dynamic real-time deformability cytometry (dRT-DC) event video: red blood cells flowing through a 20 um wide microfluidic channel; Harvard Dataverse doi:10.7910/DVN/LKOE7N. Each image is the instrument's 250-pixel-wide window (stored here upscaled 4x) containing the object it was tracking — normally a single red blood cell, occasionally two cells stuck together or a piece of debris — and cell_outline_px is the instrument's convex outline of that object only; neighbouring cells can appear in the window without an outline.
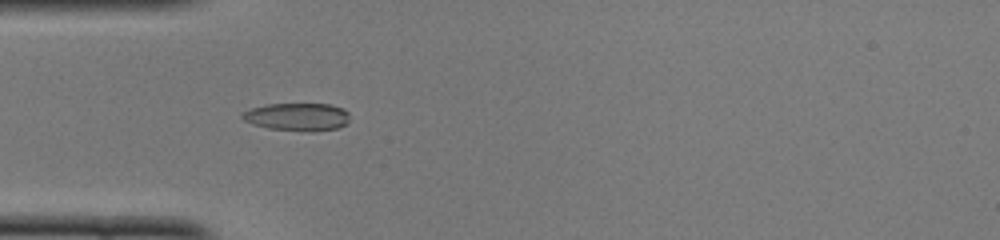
{"species": "common noctule bat (a hibernating species)", "species_latin": "Nyctalus noctula", "temperature_condition": "cold", "stored_images_in_passage": 41, "camera_frame_rate_fps": 3000, "um_per_image_px": 0.085, "animal": {"sex": "female", "body_mass_g": 22.0, "forearm_length_mm": 56.7}, "frame": {"image": 1, "passage_image": 6, "time_ms": 1.667, "image_size_px": [1000, 240], "cell_outline_px": [[348, 120], [344, 124], [336, 128], [312, 132], [268, 128], [252, 124], [244, 120], [240, 116], [240, 112], [252, 108], [268, 104], [328, 104], [340, 108], [348, 112]], "centroid_in_image_um": [25.21, 9.93], "position_along_channel_um": 59.8, "area_um2": 17.28}}
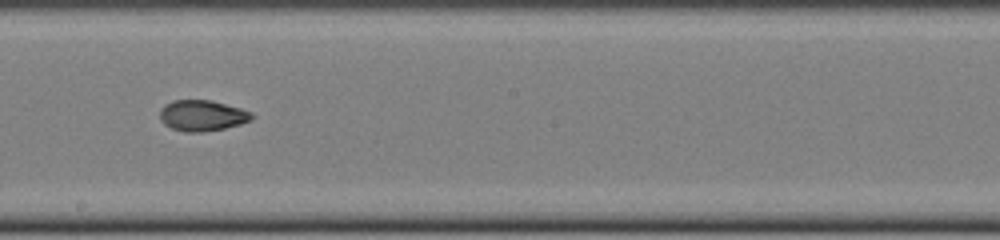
{"frame": {"image": 2, "passage_image": 19, "time_ms": 6.0, "image_size_px": [1000, 240], "cell_outline_px": [[256, 116], [252, 120], [240, 124], [224, 128], [204, 132], [184, 132], [172, 128], [164, 124], [160, 120], [160, 108], [164, 104], [172, 100], [212, 100], [240, 108], [252, 112]], "centroid_in_image_um": [17.19, 9.82], "position_along_channel_um": 231.0, "area_um2": 16.76}}
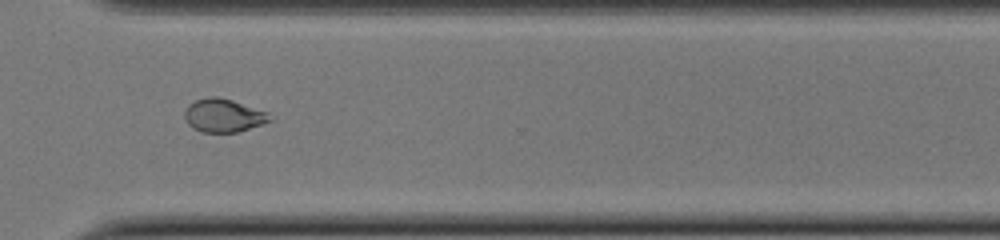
{"frame": {"image": 3, "passage_image": 28, "time_ms": 9.0, "image_size_px": [1000, 240], "cell_outline_px": [[272, 120], [264, 124], [236, 132], [200, 132], [192, 128], [188, 124], [184, 116], [184, 112], [188, 104], [196, 100], [208, 96], [216, 96], [232, 100], [268, 112]], "centroid_in_image_um": [18.98, 9.81], "position_along_channel_um": 351.6, "area_um2": 16.59}, "authors_computed_cell_mechanics": {"area_um2": 16.8198, "velocity_mm_per_s": 3.9943, "shape_relaxation_time_tau1_ms": 10.9354, "shape_relaxation_time_tau2_ms": 2.1499, "deformation_change_tau1": 0.2381, "deformation_change_tau2": 0.0634}}